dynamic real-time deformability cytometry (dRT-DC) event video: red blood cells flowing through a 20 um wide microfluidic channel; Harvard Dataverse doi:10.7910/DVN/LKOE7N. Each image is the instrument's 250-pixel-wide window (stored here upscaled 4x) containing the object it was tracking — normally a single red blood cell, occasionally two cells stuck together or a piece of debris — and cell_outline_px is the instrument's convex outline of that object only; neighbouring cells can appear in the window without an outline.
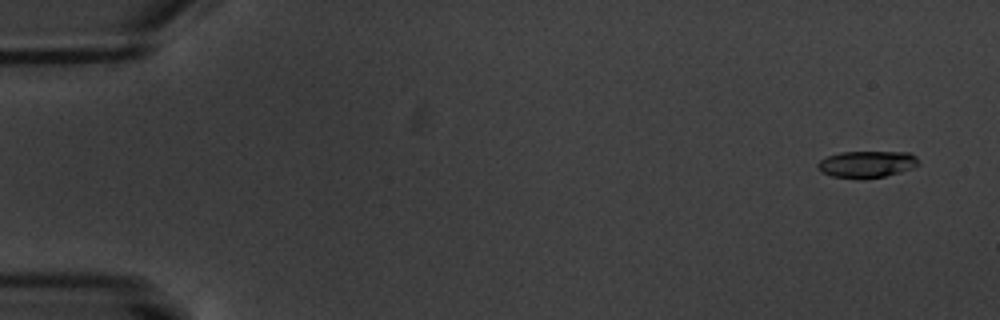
{"species": "common noctule bat (a hibernating species)", "species_latin": "Nyctalus noctula", "temperature_condition": "warm", "stored_images_in_passage": 7, "camera_frame_rate_fps": 3000, "um_per_image_px": 0.085, "animal": {"sex": "male", "body_mass_g": 20.1, "forearm_length_mm": 53.5}, "frame": {"image": 1, "passage_image": 1, "time_ms": 0.0, "image_size_px": [1000, 320], "cell_outline_px": [[920, 164], [912, 168], [900, 172], [884, 176], [860, 180], [832, 176], [820, 172], [816, 168], [816, 164], [820, 160], [828, 156], [840, 152], [908, 152], [916, 156]], "centroid_in_image_um": [73.64, 13.97], "position_along_channel_um": 11.4, "area_um2": 15.95}}
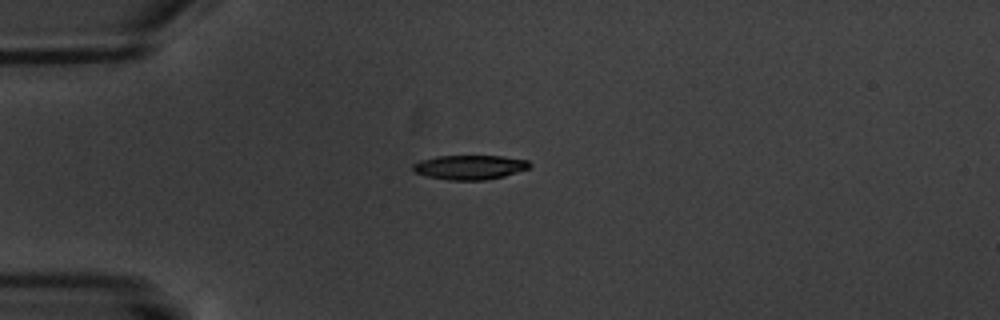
{"frame": {"image": 2, "passage_image": 4, "time_ms": 4.333, "image_size_px": [1000, 320], "cell_outline_px": [[532, 164], [528, 168], [504, 176], [484, 180], [448, 180], [428, 176], [416, 172], [412, 168], [412, 164], [420, 160], [436, 156], [500, 156], [528, 160]], "centroid_in_image_um": [39.92, 14.21], "position_along_channel_um": 45.1, "area_um2": 16.47}}